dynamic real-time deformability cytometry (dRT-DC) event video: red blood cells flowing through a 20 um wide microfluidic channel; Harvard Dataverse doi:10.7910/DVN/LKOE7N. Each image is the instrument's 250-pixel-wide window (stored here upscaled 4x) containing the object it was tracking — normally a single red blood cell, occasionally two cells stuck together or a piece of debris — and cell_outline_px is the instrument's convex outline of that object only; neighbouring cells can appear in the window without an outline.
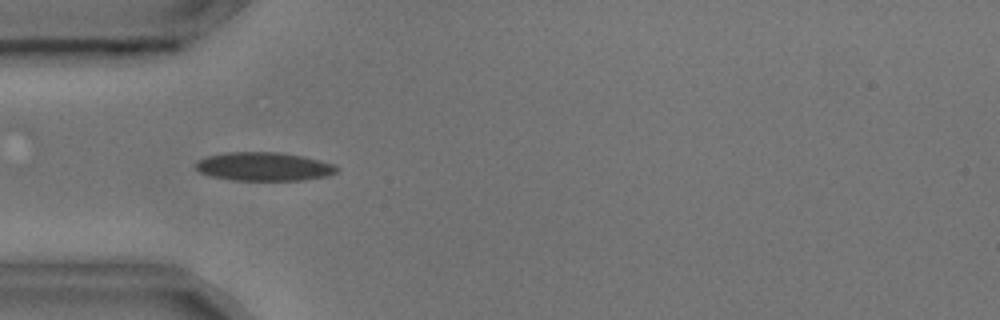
{"species": "common noctule bat (a hibernating species)", "species_latin": "Nyctalus noctula", "temperature_condition": "cold", "stored_images_in_passage": 3, "camera_frame_rate_fps": 3000, "um_per_image_px": 0.085, "animal": {"sex": "male", "body_mass_g": 17.9, "forearm_length_mm": 54.2}, "frame": {"image": 1, "passage_image": 2, "time_ms": 0.333, "image_size_px": [1000, 320], "cell_outline_px": [[340, 168], [336, 172], [328, 176], [304, 180], [236, 180], [212, 176], [200, 172], [196, 168], [196, 164], [200, 160], [208, 156], [228, 152], [280, 152], [304, 156], [336, 164]], "centroid_in_image_um": [22.52, 14.15], "position_along_channel_um": 62.5, "area_um2": 23.47}}